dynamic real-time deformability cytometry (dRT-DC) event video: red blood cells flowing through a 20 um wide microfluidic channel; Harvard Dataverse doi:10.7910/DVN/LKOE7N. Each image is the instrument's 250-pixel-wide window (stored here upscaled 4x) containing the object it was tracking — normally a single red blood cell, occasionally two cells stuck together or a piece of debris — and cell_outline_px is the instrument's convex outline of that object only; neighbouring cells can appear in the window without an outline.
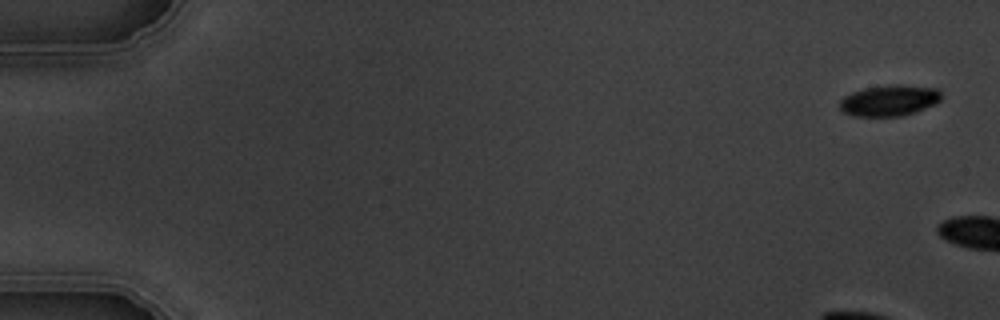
{"species": "common noctule bat (a hibernating species)", "species_latin": "Nyctalus noctula", "temperature_condition": "warm", "stored_images_in_passage": 2, "camera_frame_rate_fps": 3000, "um_per_image_px": 0.085, "animal": {"sex": "male", "body_mass_g": 19.5, "forearm_length_mm": 54.6}, "frame": {"image": 1, "passage_image": 1, "time_ms": 0.0, "image_size_px": [1000, 320], "cell_outline_px": [[940, 100], [936, 104], [916, 112], [900, 116], [856, 116], [844, 112], [840, 108], [840, 100], [844, 96], [852, 92], [864, 88], [892, 84], [900, 84], [936, 88], [940, 92]], "centroid_in_image_um": [75.6, 8.53], "position_along_channel_um": 9.4, "area_um2": 18.38}}